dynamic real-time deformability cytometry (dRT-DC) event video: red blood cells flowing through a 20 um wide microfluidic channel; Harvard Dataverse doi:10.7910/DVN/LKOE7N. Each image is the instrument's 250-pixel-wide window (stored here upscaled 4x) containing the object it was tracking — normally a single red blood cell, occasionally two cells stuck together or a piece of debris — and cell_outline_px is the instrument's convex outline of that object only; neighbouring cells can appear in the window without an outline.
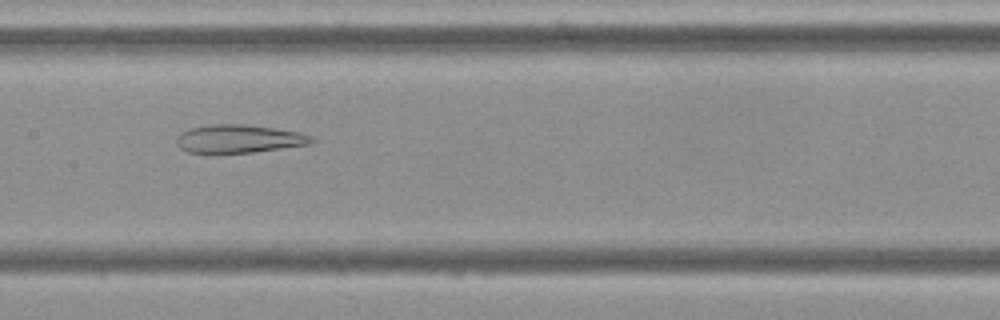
{"species": "Egyptian fruit bat (a non-hibernating species)", "species_latin": "Rousettus aegyptiacus", "temperature_condition": "cold", "stored_images_in_passage": 9, "camera_frame_rate_fps": 3000, "um_per_image_px": 0.085, "frame": {"image": 1, "passage_image": 8, "time_ms": 8.333, "image_size_px": [1000, 320], "cell_outline_px": [[316, 140], [312, 144], [252, 152], [188, 152], [180, 148], [176, 144], [176, 140], [180, 132], [188, 128], [212, 124], [244, 124], [276, 128], [300, 132], [312, 136]], "centroid_in_image_um": [20.33, 11.78], "position_along_channel_um": 187.1, "area_um2": 22.2}}
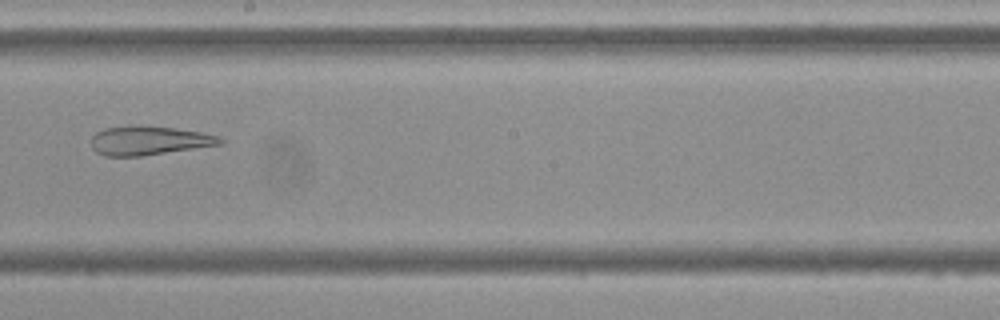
{"frame": {"image": 2, "passage_image": 9, "time_ms": 9.667, "image_size_px": [1000, 320], "cell_outline_px": [[224, 144], [140, 156], [104, 156], [96, 152], [92, 148], [92, 136], [96, 132], [104, 128], [140, 124], [176, 128], [200, 132], [216, 136], [224, 140]], "centroid_in_image_um": [12.64, 11.93], "position_along_channel_um": 235.6, "area_um2": 21.91}}